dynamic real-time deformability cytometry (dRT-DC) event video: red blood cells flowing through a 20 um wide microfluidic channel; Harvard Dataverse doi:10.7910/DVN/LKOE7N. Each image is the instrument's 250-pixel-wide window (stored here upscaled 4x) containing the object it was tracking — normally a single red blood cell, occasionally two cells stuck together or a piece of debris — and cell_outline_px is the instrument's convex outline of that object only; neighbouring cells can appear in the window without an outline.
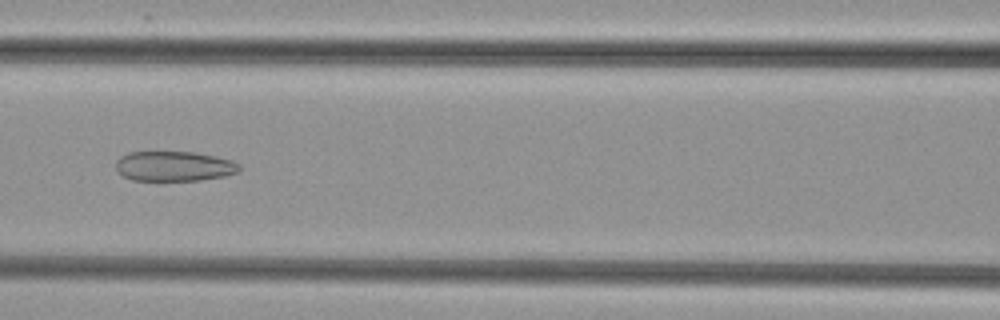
{"species": "common noctule bat (a hibernating species)", "species_latin": "Nyctalus noctula", "temperature_condition": "cold", "stored_images_in_passage": 40, "camera_frame_rate_fps": 3000, "um_per_image_px": 0.085, "animal": {"sex": "female", "body_mass_g": 29.2, "forearm_length_mm": 56.3}, "frame": {"image": 1, "passage_image": 12, "time_ms": 3.667, "image_size_px": [1000, 320], "cell_outline_px": [[240, 168], [236, 172], [224, 176], [200, 180], [132, 180], [124, 176], [116, 168], [116, 160], [120, 156], [128, 152], [196, 152], [216, 156], [232, 160], [240, 164]], "centroid_in_image_um": [14.8, 14.11], "position_along_channel_um": 151.8, "area_um2": 21.5}}
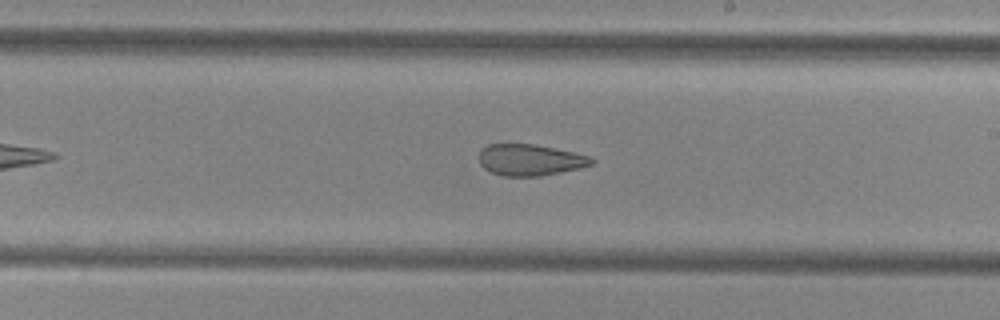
{"frame": {"image": 2, "passage_image": 19, "time_ms": 6.0, "image_size_px": [1000, 320], "cell_outline_px": [[596, 164], [580, 168], [540, 176], [504, 176], [492, 172], [484, 168], [480, 164], [480, 148], [488, 144], [536, 144], [572, 152], [588, 156], [596, 160]], "centroid_in_image_um": [45.07, 13.59], "position_along_channel_um": 243.9, "area_um2": 20.58}}
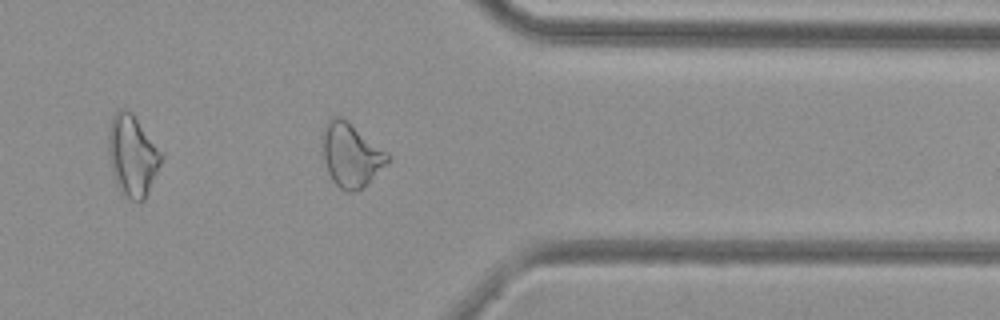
{"frame": {"image": 3, "passage_image": 30, "time_ms": 9.667, "image_size_px": [1000, 320], "cell_outline_px": [[392, 160], [360, 188], [352, 192], [348, 192], [340, 188], [332, 180], [328, 172], [324, 160], [320, 136], [324, 124], [328, 120], [336, 116], [340, 116], [348, 120], [388, 152], [392, 156]], "centroid_in_image_um": [29.82, 13.12], "position_along_channel_um": 381.6, "area_um2": 24.51}}